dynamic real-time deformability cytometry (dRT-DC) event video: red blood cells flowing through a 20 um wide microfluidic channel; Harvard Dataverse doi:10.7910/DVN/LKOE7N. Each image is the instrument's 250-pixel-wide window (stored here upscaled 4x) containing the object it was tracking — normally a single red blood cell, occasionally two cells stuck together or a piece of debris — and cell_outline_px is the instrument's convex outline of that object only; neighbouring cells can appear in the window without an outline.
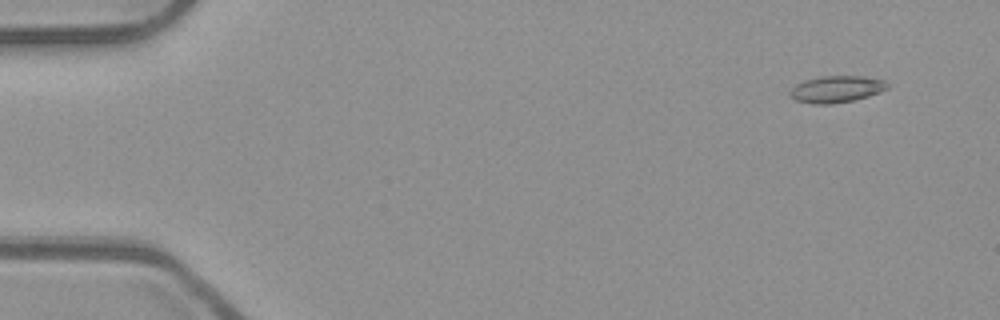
{"species": "common noctule bat (a hibernating species)", "species_latin": "Nyctalus noctula", "temperature_condition": "room temperature", "stored_images_in_passage": 14, "camera_frame_rate_fps": 3000, "um_per_image_px": 0.085, "animal": {"sex": "male", "body_mass_g": 23.1, "forearm_length_mm": 52.7}, "frame": {"image": 1, "passage_image": 5, "time_ms": 1.333, "image_size_px": [1000, 320], "cell_outline_px": [[888, 88], [880, 92], [868, 96], [852, 100], [832, 104], [812, 104], [796, 100], [788, 92], [796, 84], [804, 80], [820, 76], [864, 76], [884, 80], [888, 84]], "centroid_in_image_um": [71.09, 7.57], "position_along_channel_um": 13.9, "area_um2": 15.14}}